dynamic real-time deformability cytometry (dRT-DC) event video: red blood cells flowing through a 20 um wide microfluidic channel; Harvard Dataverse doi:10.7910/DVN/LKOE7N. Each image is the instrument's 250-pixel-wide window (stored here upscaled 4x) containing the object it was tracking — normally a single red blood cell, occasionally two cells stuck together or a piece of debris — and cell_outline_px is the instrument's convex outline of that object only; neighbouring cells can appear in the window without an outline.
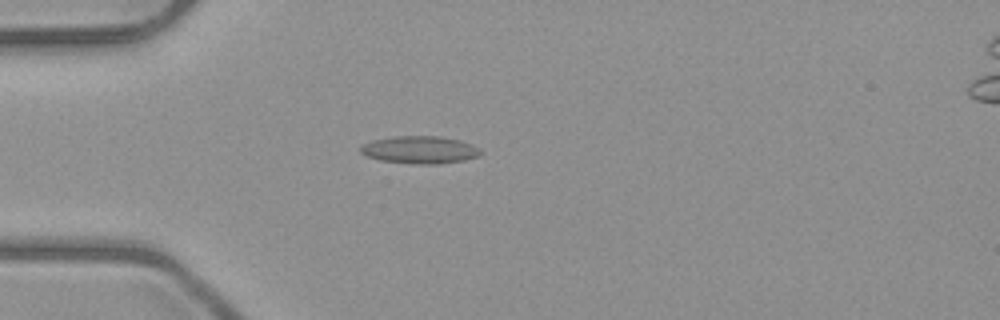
{"species": "common noctule bat (a hibernating species)", "species_latin": "Nyctalus noctula", "temperature_condition": "room temperature", "stored_images_in_passage": 5, "camera_frame_rate_fps": 3000, "um_per_image_px": 0.085, "animal": {"sex": "male", "body_mass_g": 23.1, "forearm_length_mm": 52.7}, "frame": {"image": 1, "passage_image": 4, "time_ms": 3.667, "image_size_px": [1000, 320], "cell_outline_px": [[480, 152], [476, 156], [464, 160], [440, 164], [416, 164], [380, 160], [368, 156], [360, 152], [360, 144], [372, 140], [392, 136], [440, 136], [460, 140], [472, 144], [480, 148]], "centroid_in_image_um": [35.65, 12.72], "position_along_channel_um": 49.3, "area_um2": 19.31}}